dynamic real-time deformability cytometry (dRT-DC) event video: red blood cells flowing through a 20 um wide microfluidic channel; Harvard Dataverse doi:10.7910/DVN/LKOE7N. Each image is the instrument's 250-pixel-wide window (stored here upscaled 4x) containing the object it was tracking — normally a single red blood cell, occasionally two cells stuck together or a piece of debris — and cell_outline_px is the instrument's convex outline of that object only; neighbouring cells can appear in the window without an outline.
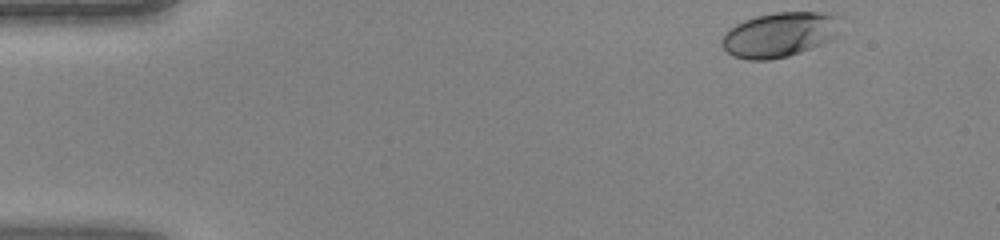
{"species": "human", "species_latin": "Homo sapiens", "temperature_condition": "warm", "stored_images_in_passage": 41, "camera_frame_rate_fps": 3000, "um_per_image_px": 0.085, "donor": {"sex": "female"}, "frame": {"image": 1, "passage_image": 1, "time_ms": 0.0, "image_size_px": [1000, 240], "cell_outline_px": [[836, 36], [832, 40], [812, 48], [788, 56], [768, 60], [748, 60], [732, 56], [720, 44], [720, 40], [724, 32], [728, 28], [744, 20], [756, 16], [776, 12], [820, 12], [836, 16]], "centroid_in_image_um": [66.17, 2.96], "position_along_channel_um": 18.8, "area_um2": 30.87}}
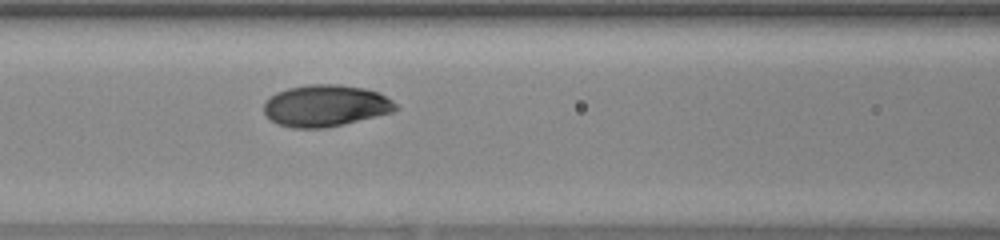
{"frame": {"image": 2, "passage_image": 16, "time_ms": 5.0, "image_size_px": [1000, 240], "cell_outline_px": [[400, 108], [392, 112], [344, 124], [324, 128], [292, 128], [276, 124], [264, 112], [264, 100], [276, 92], [288, 88], [308, 84], [340, 84], [364, 88], [376, 92], [392, 100]], "centroid_in_image_um": [27.64, 8.98], "position_along_channel_um": 139.0, "area_um2": 32.08}}
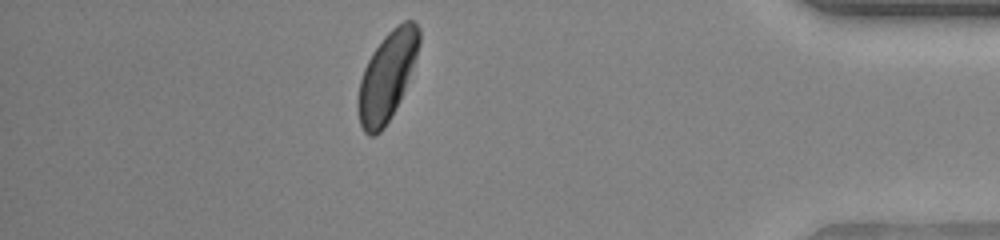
{"frame": {"image": 3, "passage_image": 36, "time_ms": 11.667, "image_size_px": [1000, 240], "cell_outline_px": [[420, 44], [416, 56], [400, 100], [384, 128], [376, 136], [368, 136], [364, 132], [360, 124], [356, 108], [356, 100], [360, 80], [364, 68], [372, 52], [384, 36], [396, 24], [404, 20], [412, 20], [420, 28]], "centroid_in_image_um": [32.87, 6.49], "position_along_channel_um": 402.3, "area_um2": 31.62}}